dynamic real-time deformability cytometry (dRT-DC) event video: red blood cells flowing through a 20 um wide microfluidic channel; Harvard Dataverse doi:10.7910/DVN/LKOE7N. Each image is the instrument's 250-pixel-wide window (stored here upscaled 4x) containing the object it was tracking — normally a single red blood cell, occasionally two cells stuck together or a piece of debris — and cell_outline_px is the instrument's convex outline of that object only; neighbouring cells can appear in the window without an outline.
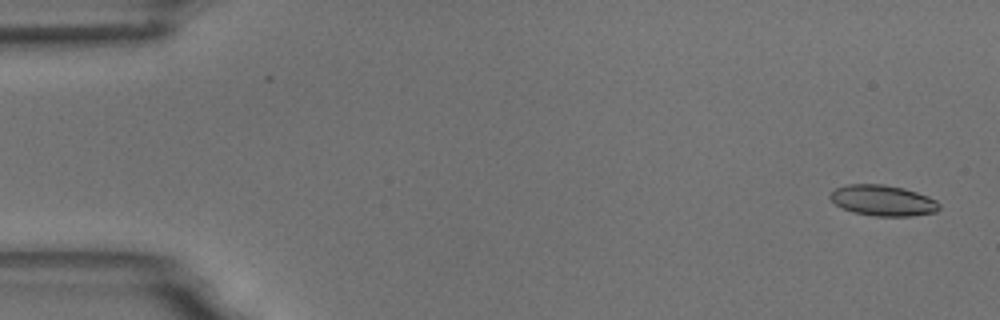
{"species": "common noctule bat (a hibernating species)", "species_latin": "Nyctalus noctula", "temperature_condition": "room temperature", "stored_images_in_passage": 5, "camera_frame_rate_fps": 3000, "um_per_image_px": 0.085, "animal": {"sex": "male", "body_mass_g": 18.8}, "frame": {"image": 1, "passage_image": 1, "time_ms": 0.0, "image_size_px": [1000, 320], "cell_outline_px": [[940, 208], [936, 212], [908, 216], [876, 216], [852, 212], [836, 204], [828, 196], [836, 188], [848, 184], [884, 184], [904, 188], [928, 196], [936, 200], [940, 204]], "centroid_in_image_um": [75.06, 17.03], "position_along_channel_um": 9.9, "area_um2": 19.48}}
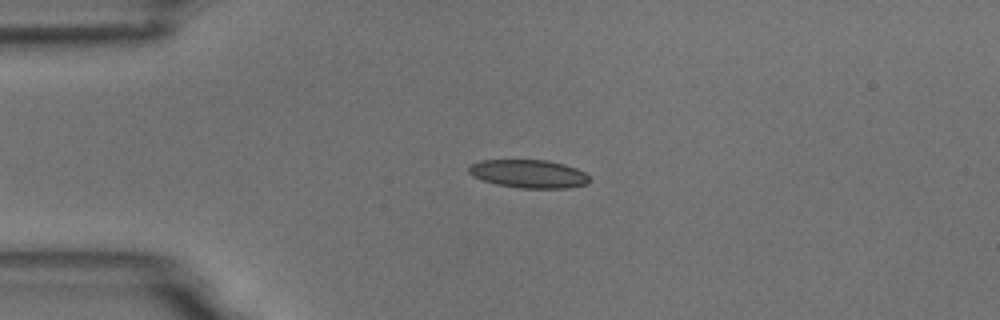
{"frame": {"image": 2, "passage_image": 4, "time_ms": 3.667, "image_size_px": [1000, 320], "cell_outline_px": [[588, 184], [568, 188], [520, 188], [496, 184], [472, 176], [468, 172], [468, 168], [472, 164], [480, 160], [548, 160], [564, 164], [576, 168], [584, 172], [588, 176]], "centroid_in_image_um": [44.94, 14.77], "position_along_channel_um": 40.1, "area_um2": 19.83}}